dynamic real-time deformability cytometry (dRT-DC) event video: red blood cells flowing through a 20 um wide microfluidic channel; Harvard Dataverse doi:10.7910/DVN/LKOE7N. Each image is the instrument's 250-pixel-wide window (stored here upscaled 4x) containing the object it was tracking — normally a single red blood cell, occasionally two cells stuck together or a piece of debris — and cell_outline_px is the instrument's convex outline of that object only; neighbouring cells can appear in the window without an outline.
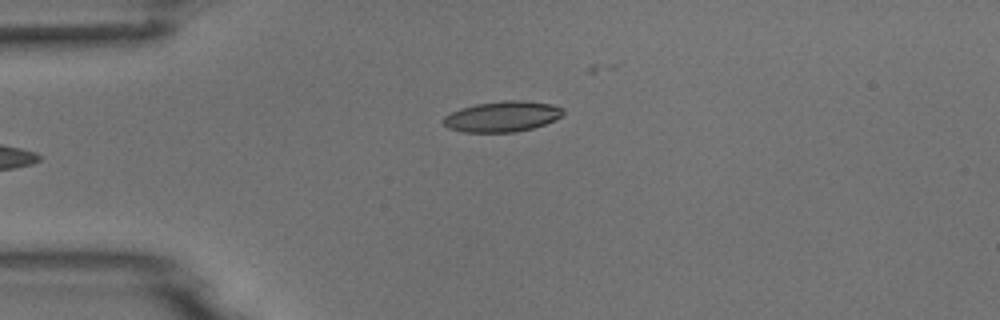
{"species": "common noctule bat (a hibernating species)", "species_latin": "Nyctalus noctula", "temperature_condition": "room temperature", "stored_images_in_passage": 5, "camera_frame_rate_fps": 3000, "um_per_image_px": 0.085, "animal": {"sex": "male", "body_mass_g": 18.8}, "frame": {"image": 1, "passage_image": 5, "time_ms": 4.667, "image_size_px": [1000, 320], "cell_outline_px": [[564, 112], [556, 120], [532, 128], [516, 132], [464, 132], [448, 128], [444, 124], [444, 116], [460, 108], [476, 104], [504, 100], [524, 100], [552, 104], [564, 108]], "centroid_in_image_um": [42.72, 9.89], "position_along_channel_um": 42.3, "area_um2": 21.39}}